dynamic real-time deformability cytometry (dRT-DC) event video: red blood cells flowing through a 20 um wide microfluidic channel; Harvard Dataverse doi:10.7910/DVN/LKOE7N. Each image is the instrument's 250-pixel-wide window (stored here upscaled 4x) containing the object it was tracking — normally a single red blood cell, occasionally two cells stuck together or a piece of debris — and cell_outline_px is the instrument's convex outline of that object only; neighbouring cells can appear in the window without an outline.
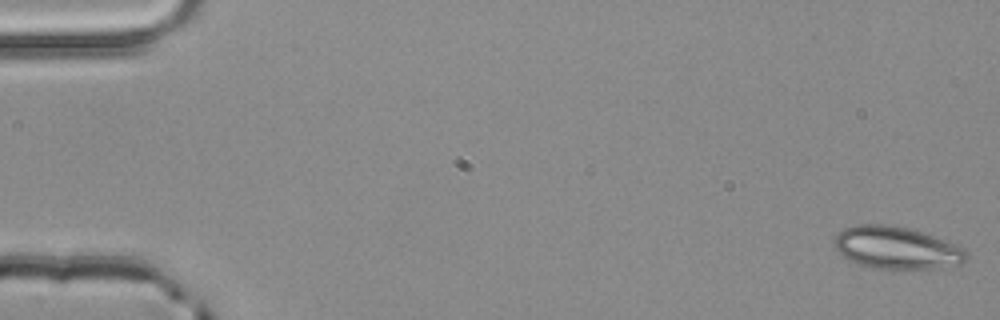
{"species": "common noctule bat (a hibernating species)", "species_latin": "Nyctalus noctula", "temperature_condition": "room temperature", "stored_images_in_passage": 4, "camera_frame_rate_fps": 3000, "um_per_image_px": 0.085, "animal": {"sex": "male", "body_mass_g": 20.4}, "frame": {"image": 1, "passage_image": 1, "time_ms": 0.0, "image_size_px": [1000, 320], "cell_outline_px": [[968, 260], [964, 264], [940, 268], [872, 268], [848, 260], [832, 244], [832, 240], [844, 228], [856, 224], [884, 224], [908, 228], [944, 240], [964, 248], [968, 252]], "centroid_in_image_um": [76.22, 21.07], "position_along_channel_um": 8.8, "area_um2": 32.54}}